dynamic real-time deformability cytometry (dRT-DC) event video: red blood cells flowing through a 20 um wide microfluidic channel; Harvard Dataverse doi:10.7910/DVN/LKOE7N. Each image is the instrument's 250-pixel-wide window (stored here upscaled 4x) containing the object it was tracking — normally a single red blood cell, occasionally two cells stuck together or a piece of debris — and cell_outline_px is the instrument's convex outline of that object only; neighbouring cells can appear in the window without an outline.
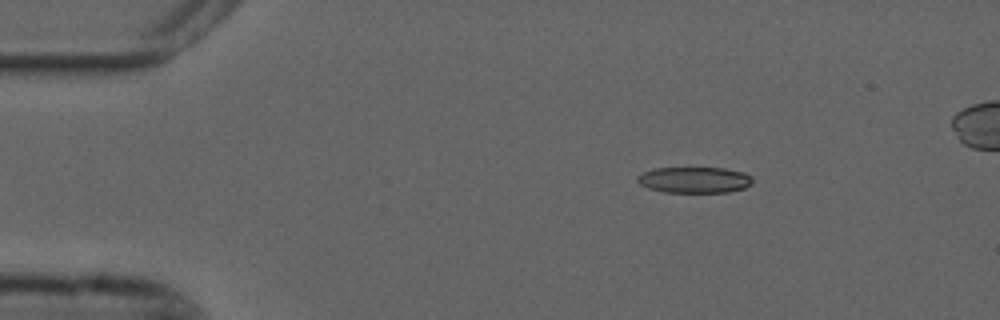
{"species": "common noctule bat (a hibernating species)", "species_latin": "Nyctalus noctula", "temperature_condition": "cold", "stored_images_in_passage": 46, "camera_frame_rate_fps": 3000, "um_per_image_px": 0.085, "animal": {"sex": "male", "forearm_length_mm": 52.5}, "frame": {"image": 1, "passage_image": 1, "time_ms": 0.0, "image_size_px": [1000, 320], "cell_outline_px": [[752, 184], [744, 188], [728, 192], [664, 192], [648, 188], [640, 184], [636, 180], [636, 176], [652, 168], [724, 168], [744, 172], [752, 176]], "centroid_in_image_um": [59.02, 15.29], "position_along_channel_um": 26.0, "area_um2": 17.57}}
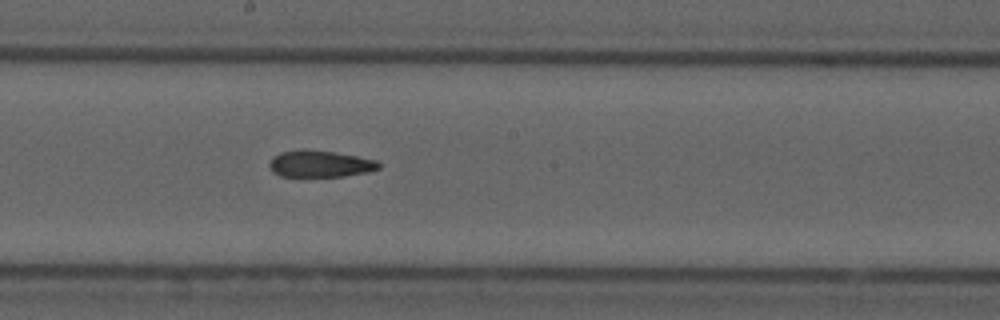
{"frame": {"image": 2, "passage_image": 22, "time_ms": 7.0, "image_size_px": [1000, 320], "cell_outline_px": [[380, 168], [368, 172], [344, 176], [280, 176], [272, 172], [268, 164], [272, 156], [280, 152], [300, 148], [304, 148], [332, 152], [356, 156], [376, 160], [380, 164]], "centroid_in_image_um": [27.15, 13.91], "position_along_channel_um": 221.1, "area_um2": 17.17}}
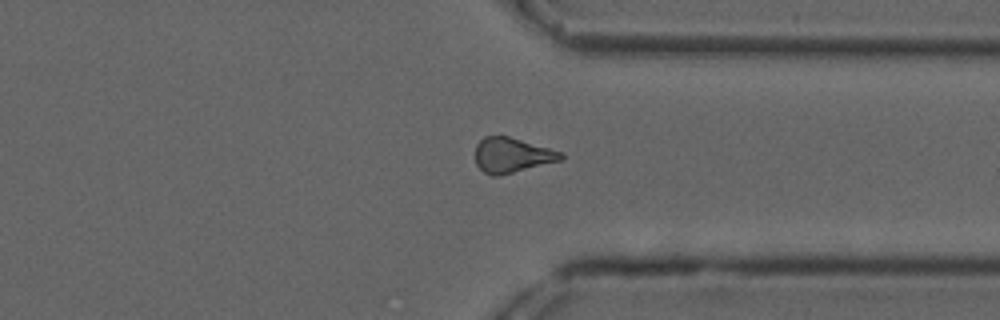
{"frame": {"image": 3, "passage_image": 34, "time_ms": 11.0, "image_size_px": [1000, 320], "cell_outline_px": [[564, 160], [500, 176], [492, 176], [484, 172], [476, 164], [476, 144], [484, 136], [508, 136], [564, 152]], "centroid_in_image_um": [43.56, 13.2], "position_along_channel_um": 367.8, "area_um2": 17.69}, "authors_computed_cell_mechanics": {"area_um2": 17.7157, "velocity_mm_per_s": 3.7059, "shape_relaxation_time_tau1_ms": null, "shape_relaxation_time_tau2_ms": 3.7875, "deformation_change_tau1": null, "deformation_change_tau2": 0.1268}}